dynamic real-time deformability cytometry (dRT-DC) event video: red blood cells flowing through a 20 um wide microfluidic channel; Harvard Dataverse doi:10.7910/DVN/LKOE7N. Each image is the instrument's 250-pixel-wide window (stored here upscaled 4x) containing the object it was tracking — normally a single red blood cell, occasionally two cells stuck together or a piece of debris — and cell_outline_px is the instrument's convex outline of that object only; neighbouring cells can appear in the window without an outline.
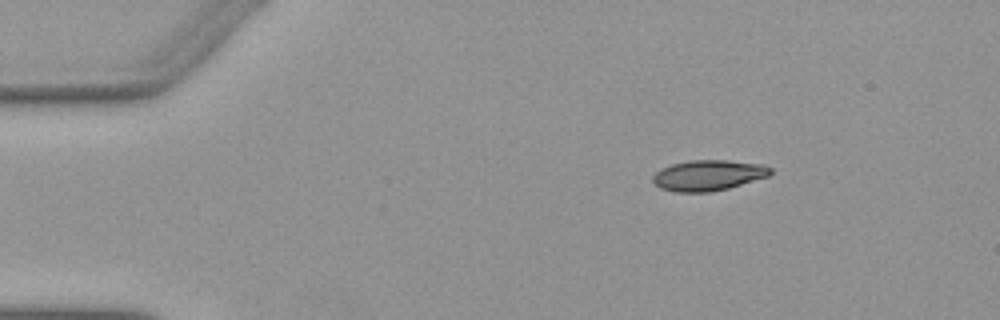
{"species": "Egyptian fruit bat (a non-hibernating species)", "species_latin": "Rousettus aegyptiacus", "temperature_condition": "warm", "stored_images_in_passage": 45, "camera_frame_rate_fps": 3000, "um_per_image_px": 0.085, "animal": {"sex": "female"}, "frame": {"image": 1, "passage_image": 1, "time_ms": 0.0, "image_size_px": [1000, 320], "cell_outline_px": [[772, 172], [768, 176], [728, 188], [712, 192], [676, 192], [660, 188], [652, 180], [652, 176], [656, 172], [672, 164], [692, 160], [728, 160], [764, 164], [772, 168]], "centroid_in_image_um": [60.22, 14.9], "position_along_channel_um": 24.8, "area_um2": 20.92}}
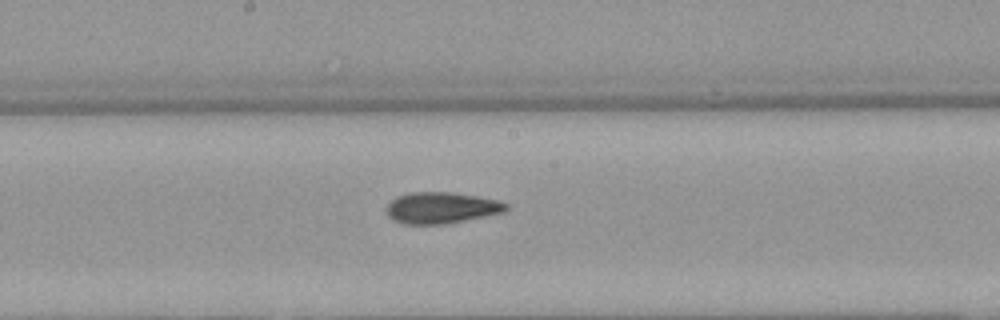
{"frame": {"image": 2, "passage_image": 21, "time_ms": 6.667, "image_size_px": [1000, 320], "cell_outline_px": [[508, 208], [504, 212], [444, 224], [404, 224], [392, 220], [388, 216], [384, 208], [396, 196], [408, 192], [448, 192], [476, 196], [496, 200], [508, 204]], "centroid_in_image_um": [37.45, 17.66], "position_along_channel_um": 210.8, "area_um2": 21.79}}
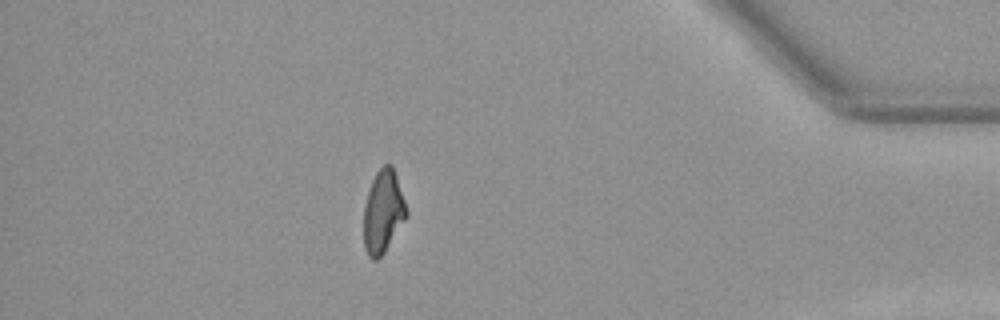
{"frame": {"image": 3, "passage_image": 39, "time_ms": 12.667, "image_size_px": [1000, 320], "cell_outline_px": [[408, 216], [384, 252], [376, 260], [372, 260], [368, 256], [364, 248], [364, 204], [372, 180], [376, 172], [384, 164], [392, 164], [408, 212]], "centroid_in_image_um": [32.56, 18.0], "position_along_channel_um": 402.6, "area_um2": 20.52}, "authors_computed_cell_mechanics": {"area_um2": 21.4438, "velocity_mm_per_s": 3.9128, "shape_relaxation_time_tau1_ms": 6.8219, "shape_relaxation_time_tau2_ms": 2.6296, "deformation_change_tau1": 0.1981, "deformation_change_tau2": 0.0914}}